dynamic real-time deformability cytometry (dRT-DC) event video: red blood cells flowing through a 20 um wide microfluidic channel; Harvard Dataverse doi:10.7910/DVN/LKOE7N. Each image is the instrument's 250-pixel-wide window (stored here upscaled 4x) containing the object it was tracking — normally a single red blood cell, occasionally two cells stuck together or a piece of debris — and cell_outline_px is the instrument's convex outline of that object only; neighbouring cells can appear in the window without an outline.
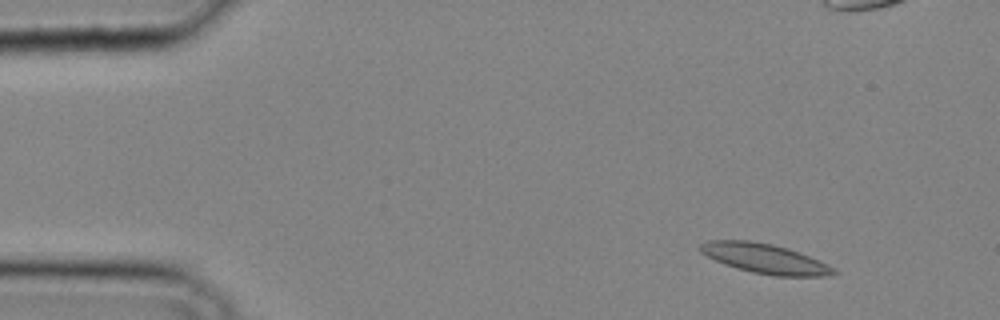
{"species": "common noctule bat (a hibernating species)", "species_latin": "Nyctalus noctula", "temperature_condition": "cold", "stored_images_in_passage": 34, "camera_frame_rate_fps": 3000, "um_per_image_px": 0.085, "animal": {"sex": "male", "body_mass_g": 20.4}, "frame": {"image": 1, "passage_image": 3, "time_ms": 0.667, "image_size_px": [1000, 320], "cell_outline_px": [[840, 272], [828, 276], [776, 276], [752, 272], [724, 264], [700, 252], [700, 244], [708, 240], [748, 240], [772, 244], [788, 248], [808, 256], [836, 268]], "centroid_in_image_um": [65.04, 21.98], "position_along_channel_um": 20.0, "area_um2": 22.95}}
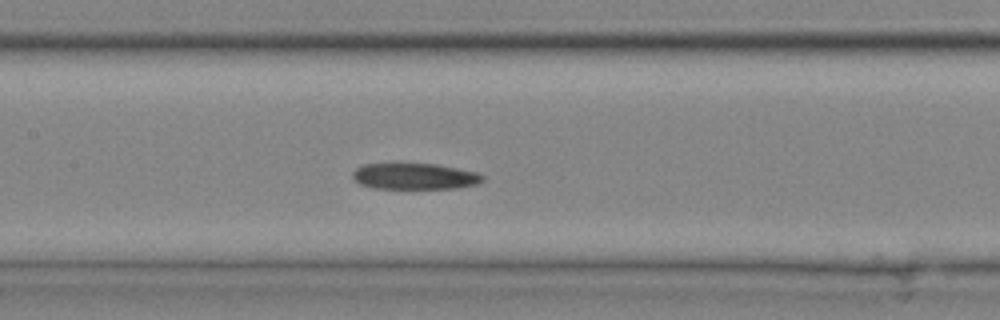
{"frame": {"image": 2, "passage_image": 16, "time_ms": 5.0, "image_size_px": [1000, 320], "cell_outline_px": [[484, 180], [476, 184], [456, 188], [372, 188], [360, 184], [352, 176], [352, 172], [356, 168], [364, 164], [436, 164], [476, 172], [484, 176]], "centroid_in_image_um": [35.24, 14.99], "position_along_channel_um": 172.2, "area_um2": 19.59}}
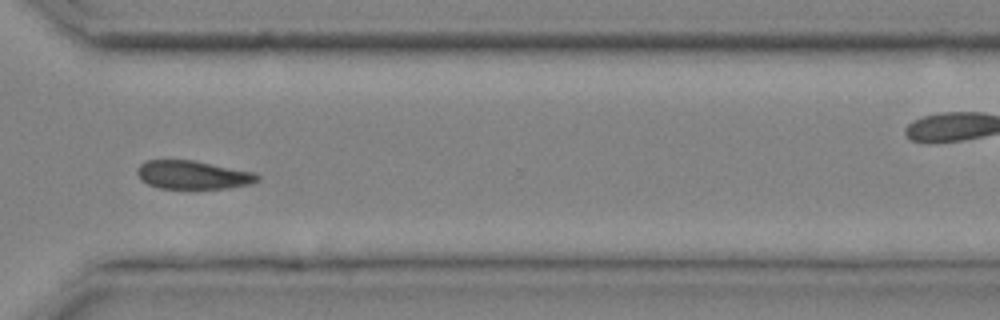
{"frame": {"image": 3, "passage_image": 26, "time_ms": 8.333, "image_size_px": [1000, 320], "cell_outline_px": [[260, 180], [252, 184], [228, 188], [160, 188], [148, 184], [140, 180], [136, 172], [140, 164], [144, 160], [196, 160], [256, 172], [260, 176]], "centroid_in_image_um": [16.43, 14.85], "position_along_channel_um": 354.2, "area_um2": 20.23}}